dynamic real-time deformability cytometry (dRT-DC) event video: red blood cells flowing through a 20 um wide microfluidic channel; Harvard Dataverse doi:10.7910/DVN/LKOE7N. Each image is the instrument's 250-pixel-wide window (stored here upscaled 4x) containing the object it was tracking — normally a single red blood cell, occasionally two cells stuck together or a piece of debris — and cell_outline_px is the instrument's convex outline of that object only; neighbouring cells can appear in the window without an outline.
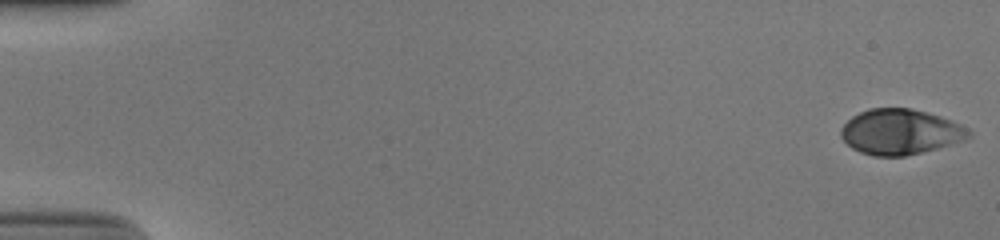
{"species": "human", "species_latin": "Homo sapiens", "temperature_condition": "cold", "stored_images_in_passage": 53, "camera_frame_rate_fps": 3000, "um_per_image_px": 0.085, "donor": {"sex": "male"}, "frame": {"image": 1, "passage_image": 1, "time_ms": 0.0, "image_size_px": [1000, 240], "cell_outline_px": [[972, 136], [964, 140], [936, 148], [904, 156], [872, 156], [860, 152], [852, 148], [840, 136], [840, 128], [852, 116], [868, 108], [912, 108], [940, 116], [952, 120], [968, 128], [972, 132]], "centroid_in_image_um": [76.52, 11.2], "position_along_channel_um": 8.5, "area_um2": 33.81}}
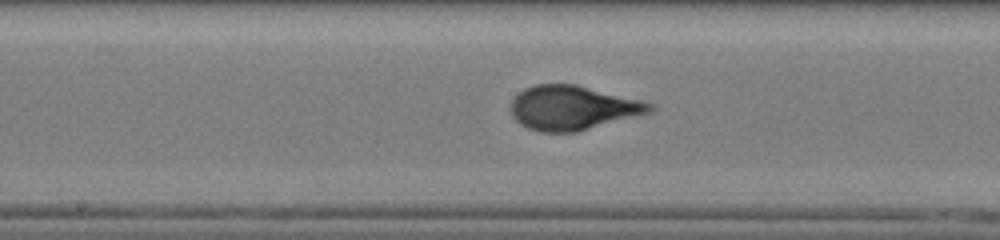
{"frame": {"image": 2, "passage_image": 29, "time_ms": 9.333, "image_size_px": [1000, 240], "cell_outline_px": [[656, 108], [652, 112], [576, 132], [540, 132], [528, 128], [520, 124], [512, 116], [512, 100], [524, 88], [536, 84], [576, 84], [656, 104]], "centroid_in_image_um": [48.7, 9.16], "position_along_channel_um": 199.5, "area_um2": 35.78}}
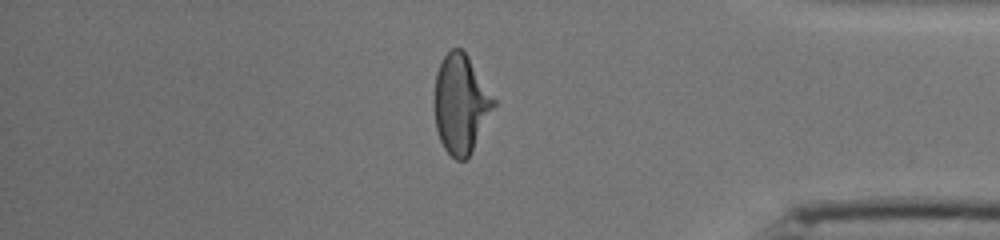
{"frame": {"image": 3, "passage_image": 46, "time_ms": 15.0, "image_size_px": [1000, 240], "cell_outline_px": [[496, 104], [472, 152], [464, 160], [456, 160], [444, 148], [440, 140], [436, 128], [432, 104], [432, 100], [436, 72], [444, 56], [452, 48], [460, 48], [468, 56], [496, 100]], "centroid_in_image_um": [39.14, 8.84], "position_along_channel_um": 396.1, "area_um2": 34.45}, "authors_computed_cell_mechanics": {"area_um2": 34.7378, "velocity_mm_per_s": 3.8757, "shape_relaxation_time_tau1_ms": 4.7721, "shape_relaxation_time_tau2_ms": null, "deformation_change_tau1": 0.2038, "deformation_change_tau2": null}}